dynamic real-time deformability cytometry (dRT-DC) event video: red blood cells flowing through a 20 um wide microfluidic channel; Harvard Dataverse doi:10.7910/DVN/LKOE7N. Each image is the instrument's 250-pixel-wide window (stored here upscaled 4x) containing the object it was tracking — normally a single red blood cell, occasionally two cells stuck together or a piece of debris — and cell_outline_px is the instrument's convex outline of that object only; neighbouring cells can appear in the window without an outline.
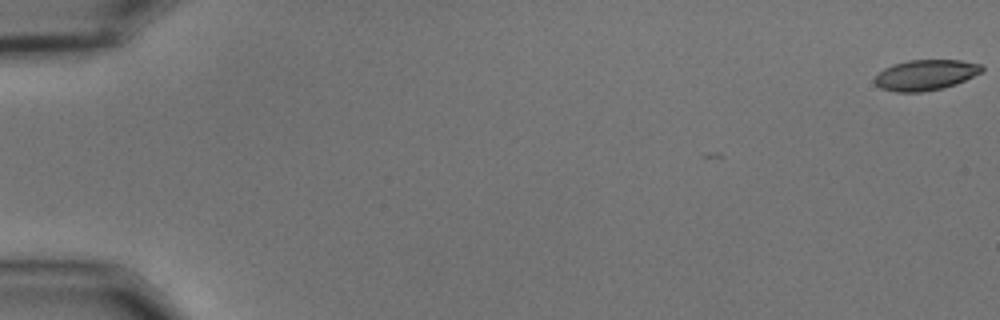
{"species": "common noctule bat (a hibernating species)", "species_latin": "Nyctalus noctula", "temperature_condition": "cold", "stored_images_in_passage": 12, "camera_frame_rate_fps": 3000, "um_per_image_px": 0.085, "animal": {"sex": "male", "body_mass_g": 15.6}, "frame": {"image": 1, "passage_image": 1, "time_ms": 0.0, "image_size_px": [1000, 320], "cell_outline_px": [[984, 68], [980, 72], [956, 84], [940, 88], [920, 92], [896, 92], [880, 88], [876, 84], [876, 76], [884, 68], [892, 64], [908, 60], [960, 60], [980, 64]], "centroid_in_image_um": [78.65, 6.36], "position_along_channel_um": 6.4, "area_um2": 18.79}}